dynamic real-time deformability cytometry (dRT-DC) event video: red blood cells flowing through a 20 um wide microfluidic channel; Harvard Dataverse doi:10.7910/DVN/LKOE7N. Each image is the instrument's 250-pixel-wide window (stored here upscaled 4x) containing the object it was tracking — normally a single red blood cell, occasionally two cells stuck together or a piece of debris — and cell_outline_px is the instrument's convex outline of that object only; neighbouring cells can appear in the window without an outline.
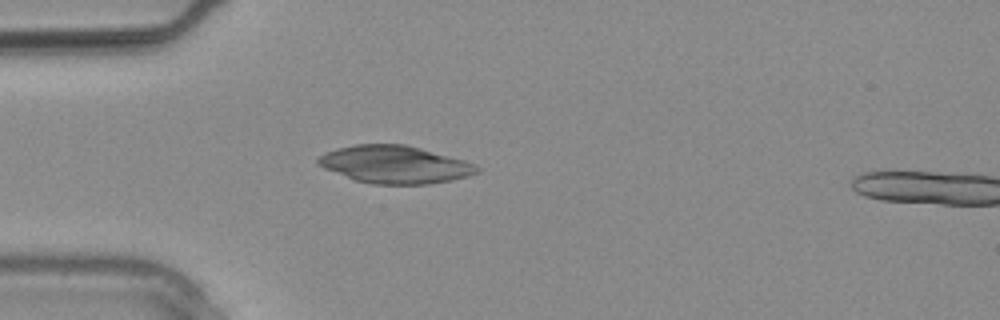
{"species": "common noctule bat (a hibernating species)", "species_latin": "Nyctalus noctula", "temperature_condition": "warm", "stored_images_in_passage": 4, "camera_frame_rate_fps": 3000, "um_per_image_px": 0.085, "animal": {"sex": "male", "body_mass_g": 20.4}, "frame": {"image": 1, "passage_image": 3, "time_ms": 0.667, "image_size_px": [1000, 320], "cell_outline_px": [[480, 172], [468, 176], [452, 180], [428, 184], [372, 184], [356, 180], [324, 168], [316, 164], [316, 160], [324, 152], [336, 148], [356, 144], [404, 144], [420, 148], [464, 160], [476, 164], [480, 168]], "centroid_in_image_um": [33.56, 13.98], "position_along_channel_um": 51.4, "area_um2": 34.8}}